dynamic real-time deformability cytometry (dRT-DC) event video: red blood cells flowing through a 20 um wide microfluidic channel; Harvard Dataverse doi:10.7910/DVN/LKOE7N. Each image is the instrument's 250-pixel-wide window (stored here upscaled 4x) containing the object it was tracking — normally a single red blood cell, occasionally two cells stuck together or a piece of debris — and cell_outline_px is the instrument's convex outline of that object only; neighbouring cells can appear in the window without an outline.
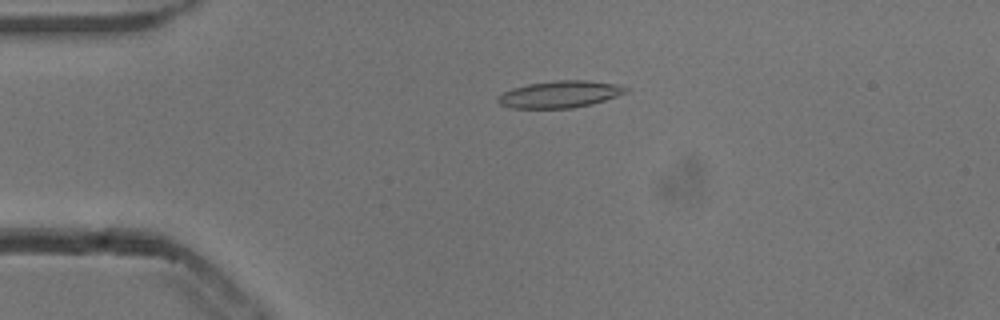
{"species": "common noctule bat (a hibernating species)", "species_latin": "Nyctalus noctula", "temperature_condition": "cold", "stored_images_in_passage": 47, "camera_frame_rate_fps": 3000, "um_per_image_px": 0.085, "animal": {"sex": "male", "body_mass_g": 13.3}, "frame": {"image": 1, "passage_image": 6, "time_ms": 1.667, "image_size_px": [1000, 320], "cell_outline_px": [[628, 92], [592, 104], [572, 108], [512, 108], [500, 104], [496, 100], [496, 96], [512, 88], [528, 84], [556, 80], [588, 80], [616, 84], [628, 88]], "centroid_in_image_um": [47.57, 8.01], "position_along_channel_um": 37.4, "area_um2": 20.06}}
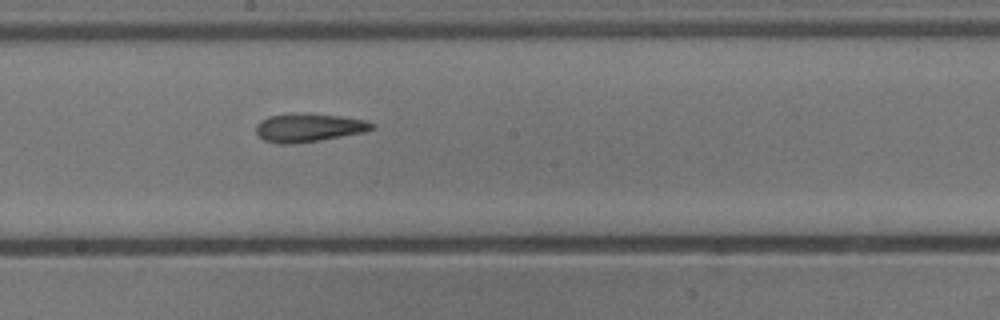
{"frame": {"image": 2, "passage_image": 23, "time_ms": 7.333, "image_size_px": [1000, 320], "cell_outline_px": [[376, 128], [364, 132], [320, 140], [292, 144], [280, 144], [264, 140], [256, 132], [256, 124], [260, 120], [268, 116], [340, 116], [368, 120], [376, 124]], "centroid_in_image_um": [26.29, 10.9], "position_along_channel_um": 221.9, "area_um2": 18.38}}
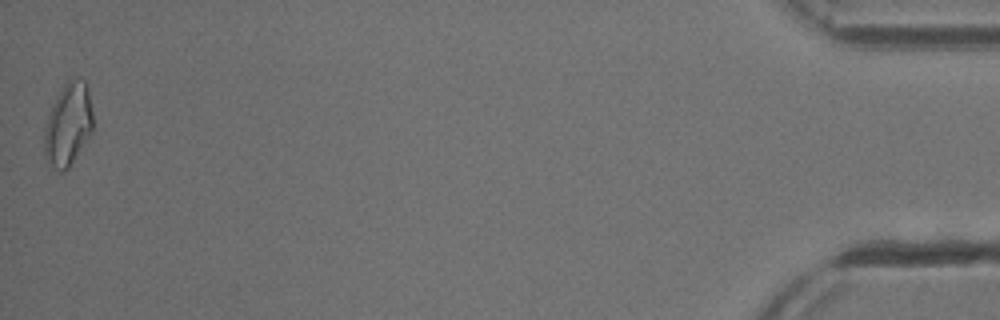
{"frame": {"image": 3, "passage_image": 47, "time_ms": 15.333, "image_size_px": [1000, 320], "cell_outline_px": [[92, 132], [68, 168], [64, 172], [60, 172], [48, 164], [44, 156], [44, 128], [52, 104], [56, 96], [64, 84], [72, 76], [76, 76], [84, 80], [88, 84], [92, 112]], "centroid_in_image_um": [5.78, 10.55], "position_along_channel_um": 429.4, "area_um2": 23.76}, "authors_computed_cell_mechanics": {"area_um2": 19.4208, "velocity_mm_per_s": 3.8478, "shape_relaxation_time_tau1_ms": null, "shape_relaxation_time_tau2_ms": 3.7918, "deformation_change_tau1": null, "deformation_change_tau2": 0.135}}